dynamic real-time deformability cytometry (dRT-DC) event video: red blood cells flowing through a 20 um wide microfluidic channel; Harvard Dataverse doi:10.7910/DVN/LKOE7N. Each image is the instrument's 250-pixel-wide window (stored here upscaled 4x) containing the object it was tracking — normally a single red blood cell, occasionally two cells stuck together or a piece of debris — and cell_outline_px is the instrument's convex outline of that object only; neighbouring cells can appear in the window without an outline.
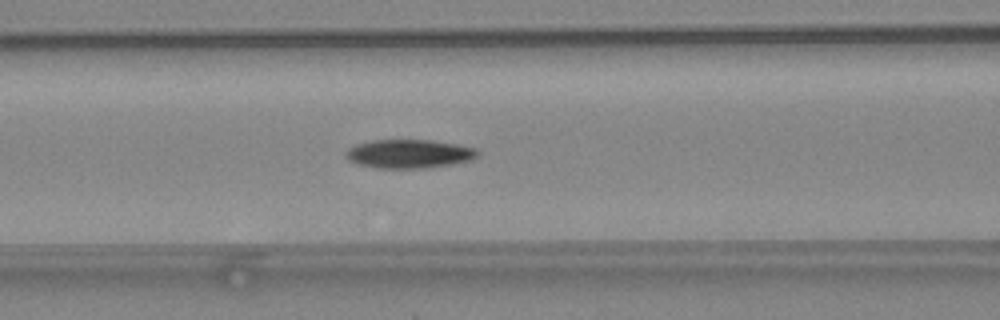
{"species": "common noctule bat (a hibernating species)", "species_latin": "Nyctalus noctula", "temperature_condition": "warm", "stored_images_in_passage": 44, "camera_frame_rate_fps": 3000, "um_per_image_px": 0.085, "animal": {"sex": "female", "body_mass_g": 24.6, "forearm_length_mm": 56.2}, "frame": {"image": 1, "passage_image": 14, "time_ms": 4.333, "image_size_px": [1000, 320], "cell_outline_px": [[480, 156], [472, 160], [452, 164], [424, 168], [376, 168], [360, 164], [348, 160], [344, 152], [348, 148], [356, 144], [372, 140], [428, 140], [456, 144], [476, 148], [480, 152]], "centroid_in_image_um": [34.79, 13.07], "position_along_channel_um": 131.8, "area_um2": 22.14}}
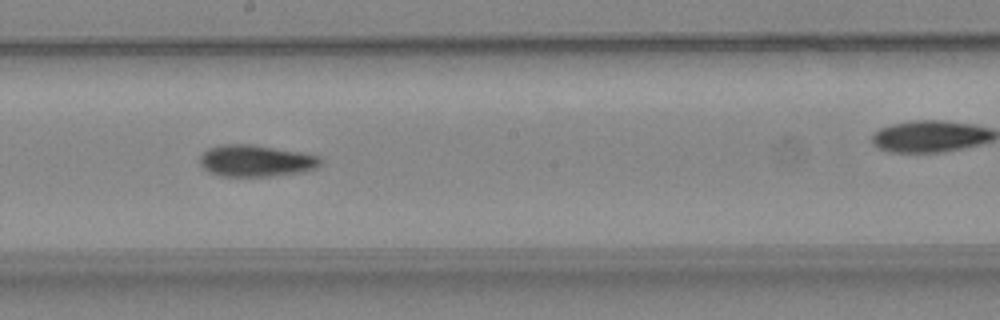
{"frame": {"image": 2, "passage_image": 21, "time_ms": 6.667, "image_size_px": [1000, 320], "cell_outline_px": [[320, 164], [316, 168], [300, 172], [272, 176], [220, 176], [208, 172], [200, 164], [200, 156], [208, 148], [224, 144], [248, 144], [300, 152], [320, 156]], "centroid_in_image_um": [21.72, 13.67], "position_along_channel_um": 226.5, "area_um2": 22.08}}
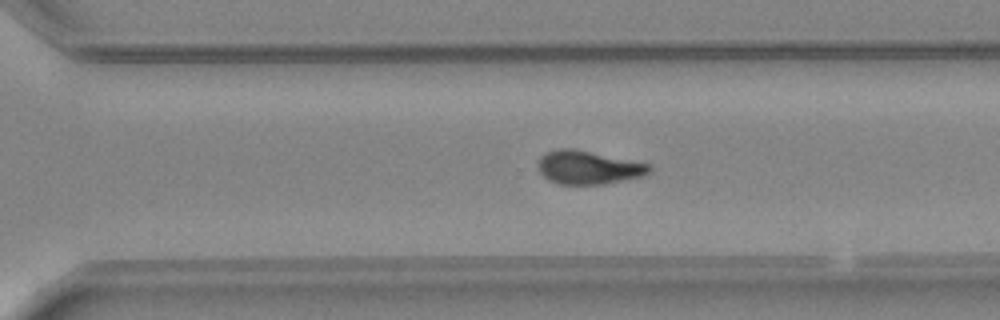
{"frame": {"image": 3, "passage_image": 28, "time_ms": 9.0, "image_size_px": [1000, 320], "cell_outline_px": [[652, 172], [644, 176], [604, 184], [556, 184], [548, 180], [540, 172], [536, 164], [540, 156], [544, 152], [556, 148], [572, 148], [648, 164], [652, 168]], "centroid_in_image_um": [49.95, 14.23], "position_along_channel_um": 320.6, "area_um2": 21.79}}